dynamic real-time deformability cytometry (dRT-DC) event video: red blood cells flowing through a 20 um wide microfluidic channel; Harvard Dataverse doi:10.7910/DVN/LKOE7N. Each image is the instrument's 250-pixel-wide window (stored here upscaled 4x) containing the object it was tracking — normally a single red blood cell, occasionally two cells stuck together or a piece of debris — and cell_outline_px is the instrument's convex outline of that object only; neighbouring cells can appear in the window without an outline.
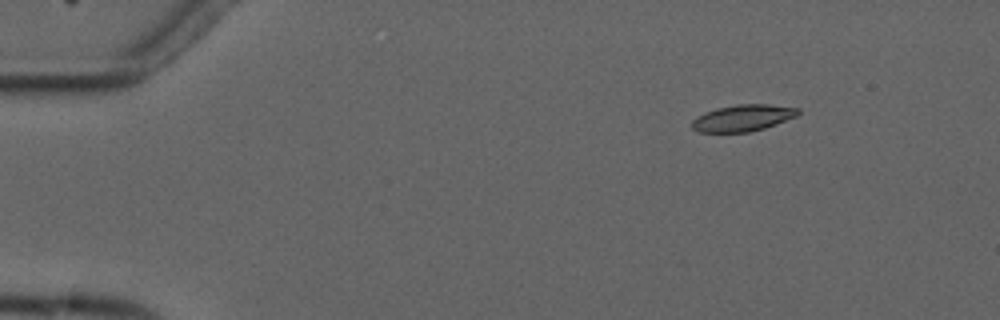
{"species": "common noctule bat (a hibernating species)", "species_latin": "Nyctalus noctula", "temperature_condition": "cold", "stored_images_in_passage": 5, "camera_frame_rate_fps": 3000, "um_per_image_px": 0.085, "animal": {"sex": "male", "forearm_length_mm": 52.5}, "frame": {"image": 1, "passage_image": 3, "time_ms": 2.333, "image_size_px": [1000, 320], "cell_outline_px": [[800, 112], [796, 116], [776, 124], [764, 128], [748, 132], [700, 132], [692, 128], [692, 120], [704, 112], [716, 108], [736, 104], [768, 104], [800, 108]], "centroid_in_image_um": [63.14, 10.02], "position_along_channel_um": 21.9, "area_um2": 16.42}}
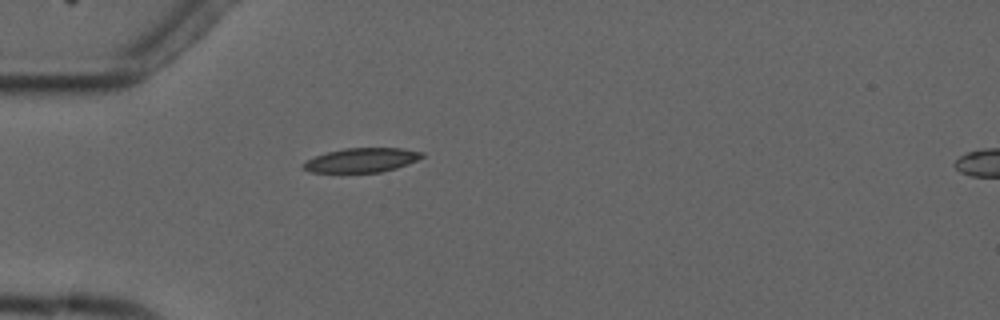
{"frame": {"image": 2, "passage_image": 5, "time_ms": 5.333, "image_size_px": [1000, 320], "cell_outline_px": [[424, 156], [408, 164], [396, 168], [380, 172], [308, 172], [304, 168], [304, 164], [308, 160], [316, 156], [328, 152], [344, 148], [400, 148], [424, 152]], "centroid_in_image_um": [30.78, 13.61], "position_along_channel_um": 54.2, "area_um2": 16.53}}